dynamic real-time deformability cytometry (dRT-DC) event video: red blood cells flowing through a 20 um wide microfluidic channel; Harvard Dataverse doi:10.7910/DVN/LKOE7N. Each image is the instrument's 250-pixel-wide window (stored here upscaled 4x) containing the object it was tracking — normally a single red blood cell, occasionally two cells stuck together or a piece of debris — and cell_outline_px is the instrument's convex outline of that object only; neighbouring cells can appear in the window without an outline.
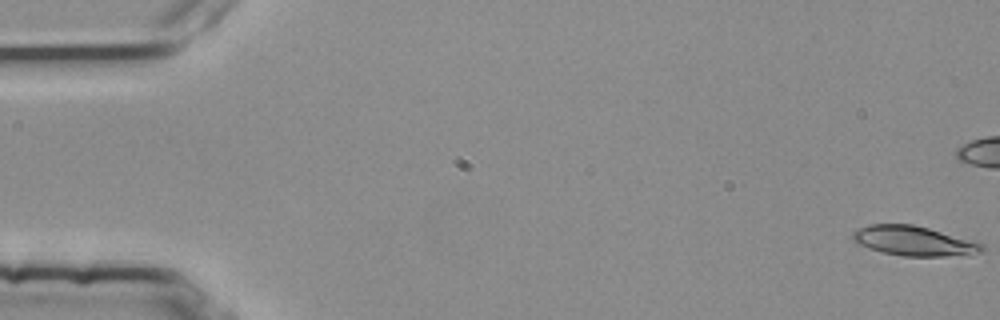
{"species": "common noctule bat (a hibernating species)", "species_latin": "Nyctalus noctula", "temperature_condition": "room temperature", "stored_images_in_passage": 8, "camera_frame_rate_fps": 3000, "um_per_image_px": 0.085, "animal": {"sex": "female", "body_mass_g": 25.1}, "frame": {"image": 1, "passage_image": 1, "time_ms": 0.0, "image_size_px": [1000, 320], "cell_outline_px": [[984, 252], [944, 256], [904, 256], [884, 252], [860, 244], [852, 240], [852, 232], [860, 228], [872, 224], [912, 224], [980, 240], [984, 244]], "centroid_in_image_um": [77.79, 20.46], "position_along_channel_um": 7.2, "area_um2": 22.48}}
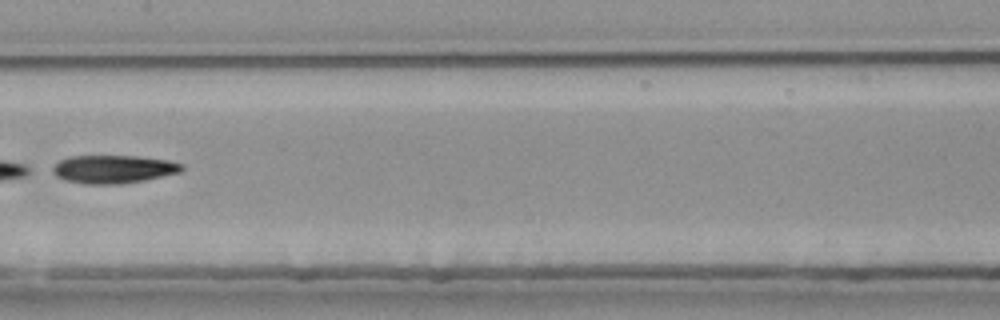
{"frame": {"image": 2, "passage_image": 8, "time_ms": 2.333, "image_size_px": [1000, 320], "cell_outline_px": [[184, 168], [180, 172], [144, 180], [120, 184], [84, 184], [64, 180], [56, 176], [52, 172], [52, 168], [60, 160], [68, 156], [136, 156], [168, 160], [184, 164]], "centroid_in_image_um": [9.62, 14.38], "position_along_channel_um": 197.8, "area_um2": 21.21}}